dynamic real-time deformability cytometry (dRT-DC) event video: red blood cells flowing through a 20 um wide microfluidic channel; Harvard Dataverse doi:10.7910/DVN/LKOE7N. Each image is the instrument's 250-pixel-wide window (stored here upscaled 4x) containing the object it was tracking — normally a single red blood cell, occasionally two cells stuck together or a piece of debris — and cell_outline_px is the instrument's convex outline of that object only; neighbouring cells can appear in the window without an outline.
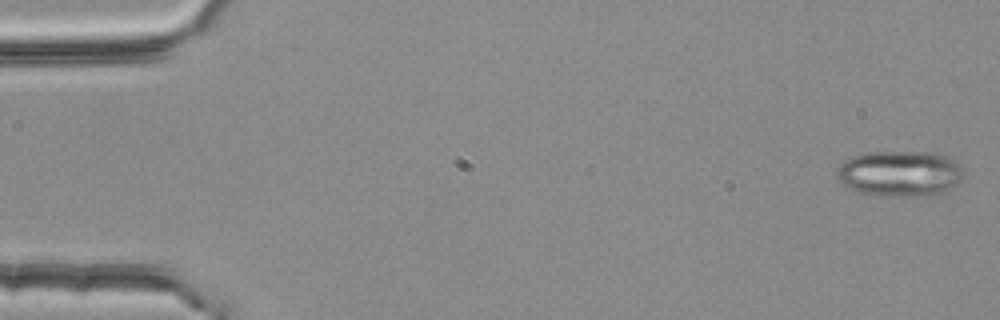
{"species": "common noctule bat (a hibernating species)", "species_latin": "Nyctalus noctula", "temperature_condition": "room temperature", "stored_images_in_passage": 4, "camera_frame_rate_fps": 3000, "um_per_image_px": 0.085, "animal": {"sex": "female", "body_mass_g": 25.1}, "frame": {"image": 1, "passage_image": 1, "time_ms": 0.0, "image_size_px": [1000, 320], "cell_outline_px": [[960, 176], [956, 184], [936, 196], [876, 196], [860, 192], [844, 184], [836, 176], [836, 172], [840, 164], [844, 160], [852, 156], [868, 152], [936, 152], [948, 156], [960, 168]], "centroid_in_image_um": [76.45, 14.75], "position_along_channel_um": 8.6, "area_um2": 33.64}}